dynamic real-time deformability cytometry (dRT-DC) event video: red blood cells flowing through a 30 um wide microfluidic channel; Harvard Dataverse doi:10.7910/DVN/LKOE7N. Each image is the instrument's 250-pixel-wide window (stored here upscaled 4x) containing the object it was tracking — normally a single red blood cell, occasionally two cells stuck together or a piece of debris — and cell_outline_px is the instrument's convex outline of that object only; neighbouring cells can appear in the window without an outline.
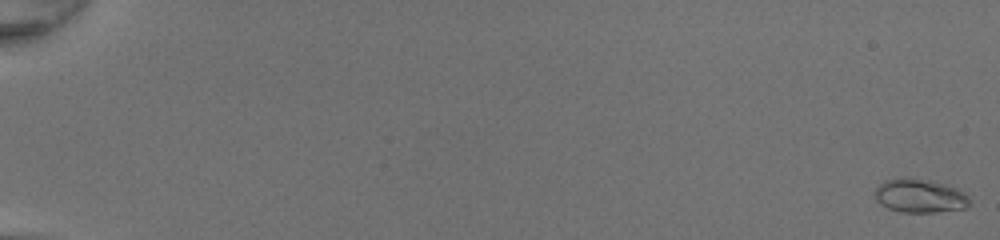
{"species": "common noctule bat (a hibernating species)", "species_latin": "Nyctalus noctula", "temperature_condition": "room temperature", "stored_images_in_passage": 51, "camera_frame_rate_fps": 3000, "um_per_image_px": 0.085, "animal": {"sex": "female", "body_mass_g": 20.0, "forearm_length_mm": 54.0}, "frame": {"image": 1, "passage_image": 1, "time_ms": 0.0, "image_size_px": [1000, 240], "cell_outline_px": [[968, 204], [964, 208], [936, 212], [900, 212], [888, 208], [880, 204], [876, 200], [872, 192], [884, 180], [904, 176], [908, 176], [932, 180], [956, 188], [968, 196]], "centroid_in_image_um": [78.1, 16.62], "position_along_channel_um": 6.9, "area_um2": 18.84}}
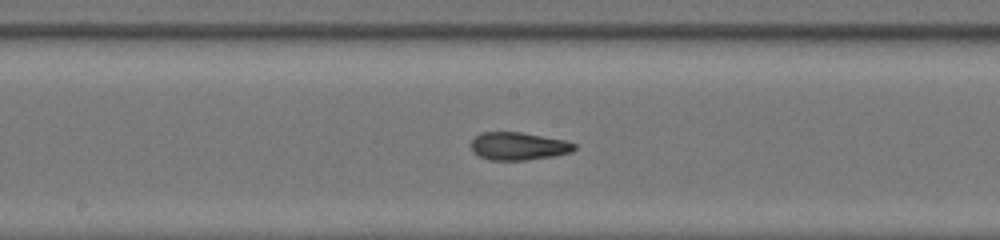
{"frame": {"image": 2, "passage_image": 30, "time_ms": 9.667, "image_size_px": [1000, 240], "cell_outline_px": [[576, 148], [572, 152], [556, 156], [528, 160], [492, 160], [480, 156], [472, 152], [472, 140], [480, 132], [520, 132], [564, 140], [576, 144]], "centroid_in_image_um": [44.09, 12.43], "position_along_channel_um": 204.1, "area_um2": 16.76}}
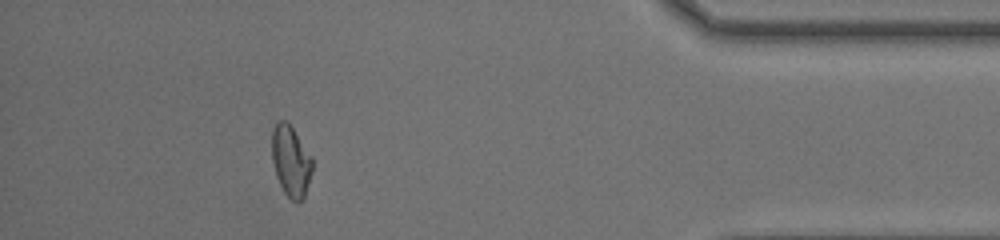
{"frame": {"image": 3, "passage_image": 47, "time_ms": 15.333, "image_size_px": [1000, 240], "cell_outline_px": [[312, 172], [304, 200], [296, 204], [284, 192], [276, 176], [272, 160], [272, 128], [276, 120], [288, 120], [312, 156]], "centroid_in_image_um": [24.73, 13.67], "position_along_channel_um": 410.5, "area_um2": 17.17}, "authors_computed_cell_mechanics": {"area_um2": 16.8776, "velocity_mm_per_s": 4.3298, "shape_relaxation_time_tau1_ms": 6.1684, "shape_relaxation_time_tau2_ms": 1.5217, "deformation_change_tau1": 0.2162, "deformation_change_tau2": 0.0755}}